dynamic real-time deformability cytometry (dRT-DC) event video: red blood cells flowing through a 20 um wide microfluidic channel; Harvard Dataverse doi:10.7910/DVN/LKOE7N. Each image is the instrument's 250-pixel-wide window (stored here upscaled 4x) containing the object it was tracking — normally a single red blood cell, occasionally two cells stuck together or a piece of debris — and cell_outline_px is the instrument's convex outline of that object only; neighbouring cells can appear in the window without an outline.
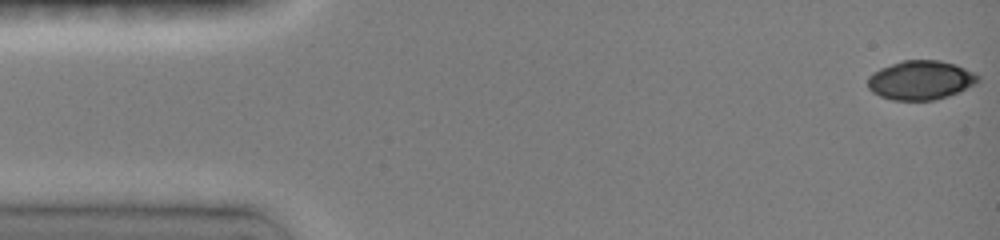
{"species": "common noctule bat (a hibernating species)", "species_latin": "Nyctalus noctula", "temperature_condition": "room temperature", "stored_images_in_passage": 36, "camera_frame_rate_fps": 3000, "um_per_image_px": 0.085, "animal": {"sex": "female", "body_mass_g": 19.0, "forearm_length_mm": 51.5}, "frame": {"image": 1, "passage_image": 1, "time_ms": 0.0, "image_size_px": [1000, 240], "cell_outline_px": [[980, 80], [976, 84], [960, 92], [948, 96], [932, 100], [892, 100], [880, 96], [872, 92], [868, 88], [868, 76], [872, 72], [880, 68], [904, 60], [940, 60], [956, 64], [980, 76]], "centroid_in_image_um": [78.26, 6.81], "position_along_channel_um": 6.7, "area_um2": 25.26}}
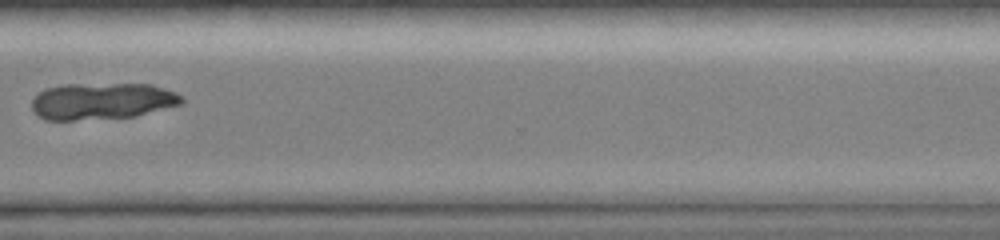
{"frame": {"image": 2, "passage_image": 28, "time_ms": 11.667, "image_size_px": [1000, 240], "cell_outline_px": [[184, 104], [136, 116], [72, 120], [44, 120], [32, 108], [32, 100], [44, 88], [60, 84], [152, 84], [176, 92], [184, 96]], "centroid_in_image_um": [8.72, 8.58], "position_along_channel_um": 361.9, "area_um2": 32.25}}
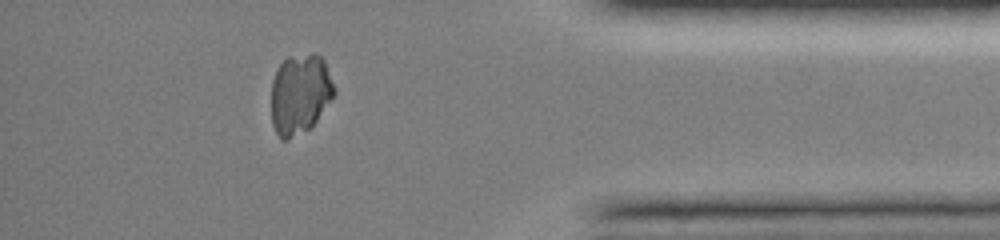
{"frame": {"image": 3, "passage_image": 31, "time_ms": 13.333, "image_size_px": [1000, 240], "cell_outline_px": [[336, 92], [316, 120], [308, 128], [288, 140], [280, 140], [272, 124], [272, 80], [280, 64], [288, 56], [312, 52], [316, 52], [324, 60], [336, 88]], "centroid_in_image_um": [25.5, 7.95], "position_along_channel_um": 409.7, "area_um2": 29.42}}